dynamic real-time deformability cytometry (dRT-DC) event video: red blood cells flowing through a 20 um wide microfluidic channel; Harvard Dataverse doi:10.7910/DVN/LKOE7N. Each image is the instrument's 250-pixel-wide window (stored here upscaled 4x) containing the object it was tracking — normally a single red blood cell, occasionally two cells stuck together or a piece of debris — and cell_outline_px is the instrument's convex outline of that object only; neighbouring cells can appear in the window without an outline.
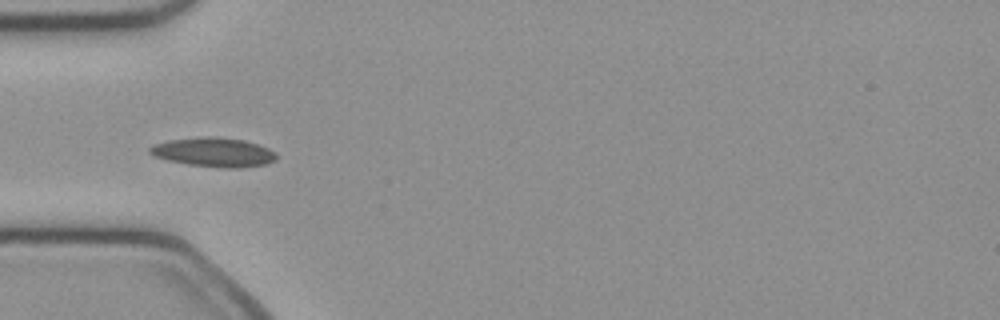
{"species": "common noctule bat (a hibernating species)", "species_latin": "Nyctalus noctula", "temperature_condition": "cold", "stored_images_in_passage": 35, "camera_frame_rate_fps": 3000, "um_per_image_px": 0.085, "animal": {"sex": "female", "body_mass_g": 21.9}, "frame": {"image": 1, "passage_image": 1, "time_ms": 0.0, "image_size_px": [1000, 320], "cell_outline_px": [[272, 156], [268, 160], [260, 164], [200, 164], [176, 160], [160, 156], [152, 152], [152, 148], [160, 144], [180, 140], [236, 140], [252, 144], [264, 148], [272, 152]], "centroid_in_image_um": [18.15, 12.92], "position_along_channel_um": 66.9, "area_um2": 16.94}}
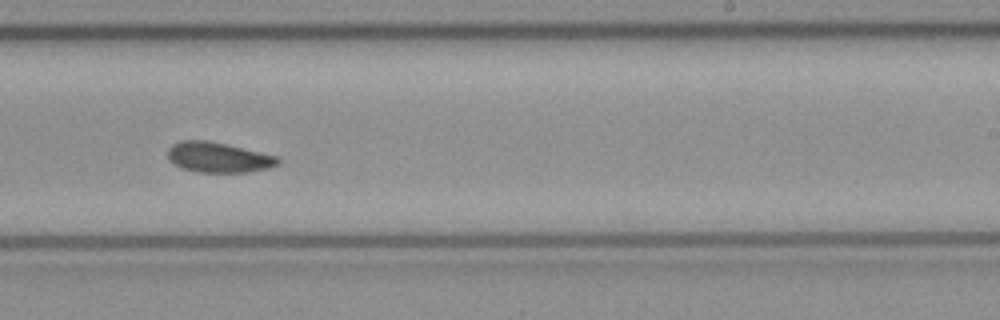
{"frame": {"image": 2, "passage_image": 16, "time_ms": 5.0, "image_size_px": [1000, 320], "cell_outline_px": [[276, 160], [272, 164], [256, 168], [236, 172], [212, 172], [188, 168], [172, 160], [168, 156], [168, 152], [176, 144], [220, 144], [272, 156]], "centroid_in_image_um": [18.52, 13.42], "position_along_channel_um": 270.5, "area_um2": 16.01}}
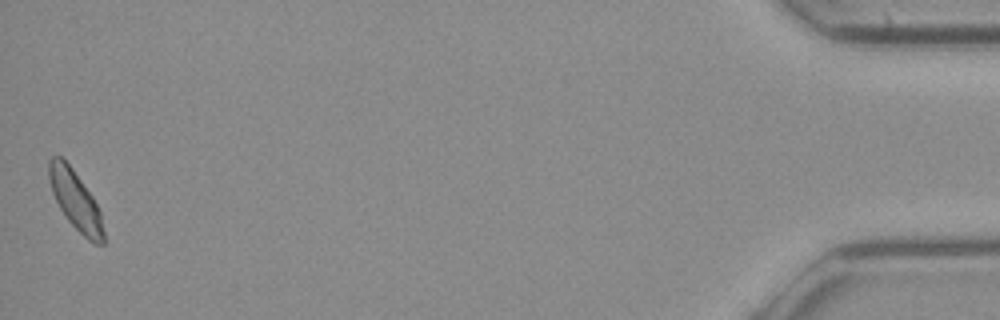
{"frame": {"image": 3, "passage_image": 35, "time_ms": 11.333, "image_size_px": [1000, 320], "cell_outline_px": [[104, 244], [100, 244], [92, 240], [80, 232], [72, 224], [56, 200], [52, 188], [52, 160], [56, 156], [60, 156], [68, 164], [88, 192], [96, 204], [100, 216], [104, 236]], "centroid_in_image_um": [6.47, 17.09], "position_along_channel_um": 428.7, "area_um2": 16.7}}